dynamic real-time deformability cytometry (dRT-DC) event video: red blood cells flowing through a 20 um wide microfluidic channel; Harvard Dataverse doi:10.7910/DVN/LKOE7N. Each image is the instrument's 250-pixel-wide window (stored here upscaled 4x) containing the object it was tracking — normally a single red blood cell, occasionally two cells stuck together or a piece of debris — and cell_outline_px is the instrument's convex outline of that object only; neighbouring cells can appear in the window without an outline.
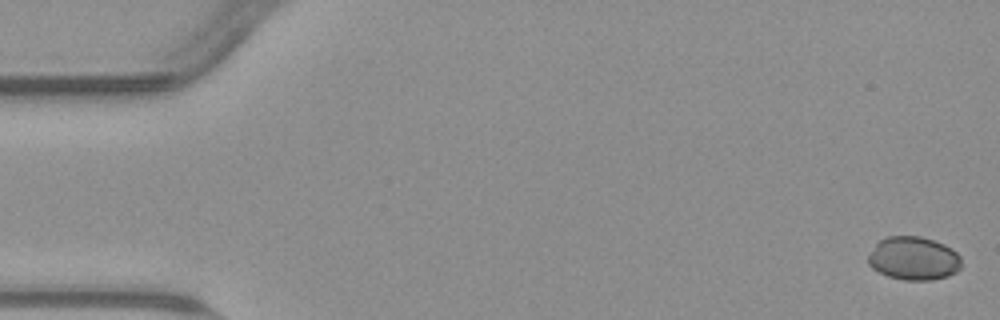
{"species": "common noctule bat (a hibernating species)", "species_latin": "Nyctalus noctula", "temperature_condition": "warm", "stored_images_in_passage": 55, "camera_frame_rate_fps": 3000, "um_per_image_px": 0.085, "animal": {"sex": "male", "body_mass_g": 23.1, "forearm_length_mm": 52.7}, "frame": {"image": 1, "passage_image": 1, "time_ms": 0.0, "image_size_px": [1000, 320], "cell_outline_px": [[960, 268], [956, 272], [948, 276], [932, 280], [904, 280], [888, 276], [872, 268], [868, 264], [868, 256], [876, 244], [880, 240], [888, 236], [920, 236], [944, 244], [952, 248], [960, 256]], "centroid_in_image_um": [77.66, 21.97], "position_along_channel_um": 7.3, "area_um2": 23.52}}
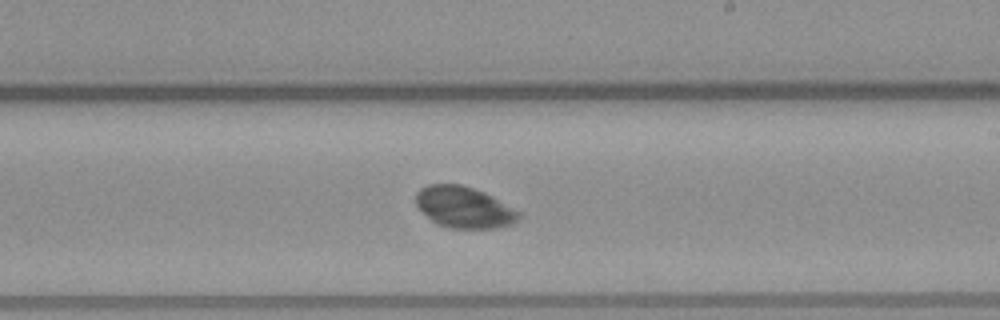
{"frame": {"image": 2, "passage_image": 32, "time_ms": 10.333, "image_size_px": [1000, 320], "cell_outline_px": [[520, 220], [512, 224], [496, 228], [448, 228], [436, 224], [416, 204], [416, 192], [420, 188], [428, 184], [460, 184], [484, 192], [492, 196], [520, 212]], "centroid_in_image_um": [39.45, 17.62], "position_along_channel_um": 249.5, "area_um2": 24.68}}
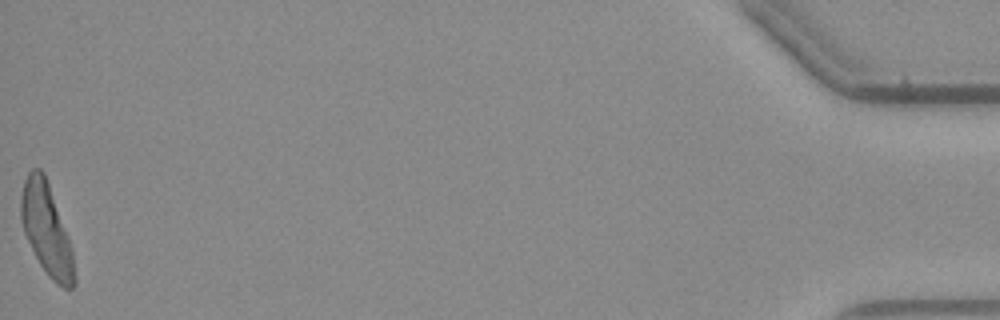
{"frame": {"image": 3, "passage_image": 55, "time_ms": 18.0, "image_size_px": [1000, 320], "cell_outline_px": [[76, 284], [72, 288], [64, 288], [56, 284], [48, 276], [40, 264], [24, 232], [20, 220], [20, 196], [24, 180], [28, 172], [32, 168], [40, 168], [44, 172], [68, 240], [72, 252], [76, 276]], "centroid_in_image_um": [3.93, 19.51], "position_along_channel_um": 431.3, "area_um2": 27.92}, "authors_computed_cell_mechanics": {"area_um2": 24.854, "velocity_mm_per_s": 3.7803, "shape_relaxation_time_tau1_ms": 1.2436, "shape_relaxation_time_tau2_ms": 5.4849, "deformation_change_tau1": 0.0417, "deformation_change_tau2": 0.0544}}